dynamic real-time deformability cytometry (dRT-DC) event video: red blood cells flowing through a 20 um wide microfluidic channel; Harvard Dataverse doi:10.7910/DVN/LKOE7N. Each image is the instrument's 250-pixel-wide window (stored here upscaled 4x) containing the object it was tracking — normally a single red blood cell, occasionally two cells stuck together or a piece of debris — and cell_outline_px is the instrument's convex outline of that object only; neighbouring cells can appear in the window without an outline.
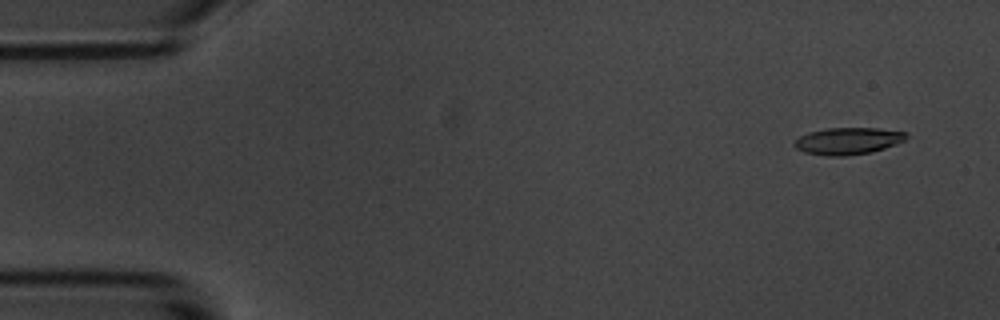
{"species": "common noctule bat (a hibernating species)", "species_latin": "Nyctalus noctula", "temperature_condition": "room temperature", "stored_images_in_passage": 16, "camera_frame_rate_fps": 3000, "um_per_image_px": 0.085, "animal": {"sex": "male", "body_mass_g": 20.1, "forearm_length_mm": 53.5}, "frame": {"image": 1, "passage_image": 4, "time_ms": 1.0, "image_size_px": [1000, 320], "cell_outline_px": [[908, 136], [904, 140], [896, 144], [872, 152], [844, 156], [824, 156], [804, 152], [796, 148], [792, 144], [800, 136], [808, 132], [828, 128], [880, 128], [904, 132]], "centroid_in_image_um": [72.05, 11.98], "position_along_channel_um": 13.0, "area_um2": 17.57}}